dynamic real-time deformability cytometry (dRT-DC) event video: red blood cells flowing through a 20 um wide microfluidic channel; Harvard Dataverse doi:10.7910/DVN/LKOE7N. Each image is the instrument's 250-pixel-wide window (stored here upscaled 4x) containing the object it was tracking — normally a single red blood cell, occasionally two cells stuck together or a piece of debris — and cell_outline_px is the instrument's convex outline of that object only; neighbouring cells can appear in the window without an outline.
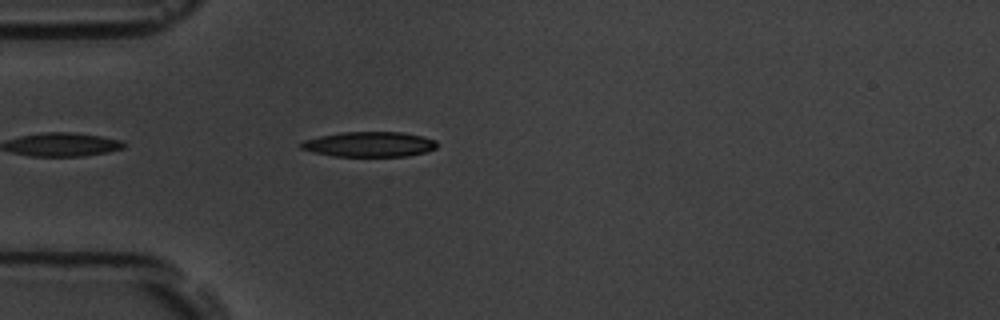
{"species": "common noctule bat (a hibernating species)", "species_latin": "Nyctalus noctula", "temperature_condition": "room temperature", "stored_images_in_passage": 41, "camera_frame_rate_fps": 3000, "um_per_image_px": 0.085, "animal": {"sex": "male", "body_mass_g": 19.5, "forearm_length_mm": 54.6}, "frame": {"image": 1, "passage_image": 4, "time_ms": 1.0, "image_size_px": [1000, 320], "cell_outline_px": [[436, 148], [424, 152], [408, 156], [332, 156], [312, 152], [300, 148], [300, 144], [304, 140], [320, 136], [340, 132], [404, 132], [424, 136], [436, 140]], "centroid_in_image_um": [31.39, 12.26], "position_along_channel_um": 53.6, "area_um2": 19.94}}
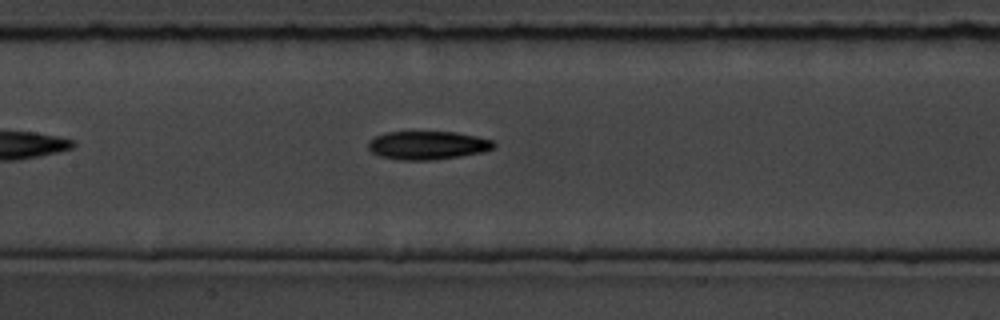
{"frame": {"image": 2, "passage_image": 14, "time_ms": 4.333, "image_size_px": [1000, 320], "cell_outline_px": [[496, 148], [484, 152], [436, 160], [396, 160], [380, 156], [372, 152], [368, 148], [368, 140], [384, 132], [456, 132], [476, 136], [492, 140], [496, 144]], "centroid_in_image_um": [36.35, 12.35], "position_along_channel_um": 171.0, "area_um2": 21.04}}
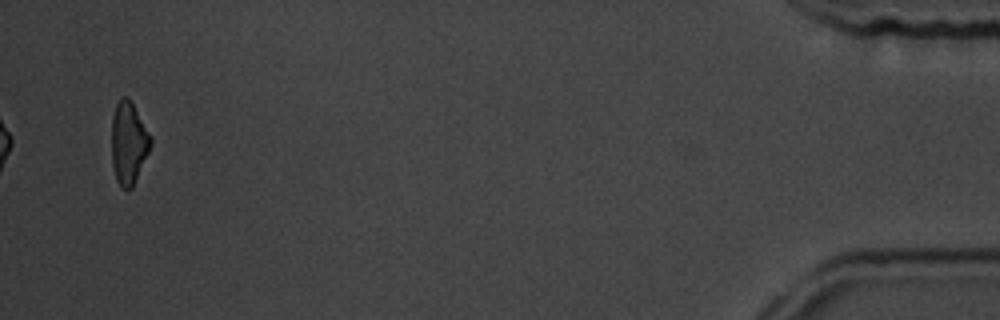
{"frame": {"image": 3, "passage_image": 41, "time_ms": 13.333, "image_size_px": [1000, 320], "cell_outline_px": [[152, 144], [132, 188], [128, 192], [116, 180], [112, 164], [112, 116], [116, 104], [120, 96], [128, 96], [152, 140]], "centroid_in_image_um": [10.91, 12.16], "position_along_channel_um": 424.3, "area_um2": 18.5}, "authors_computed_cell_mechanics": {"area_um2": 20.3456, "velocity_mm_per_s": 3.7715, "shape_relaxation_time_tau1_ms": 3.011, "shape_relaxation_time_tau2_ms": null, "deformation_change_tau1": 0.1507, "deformation_change_tau2": null}}